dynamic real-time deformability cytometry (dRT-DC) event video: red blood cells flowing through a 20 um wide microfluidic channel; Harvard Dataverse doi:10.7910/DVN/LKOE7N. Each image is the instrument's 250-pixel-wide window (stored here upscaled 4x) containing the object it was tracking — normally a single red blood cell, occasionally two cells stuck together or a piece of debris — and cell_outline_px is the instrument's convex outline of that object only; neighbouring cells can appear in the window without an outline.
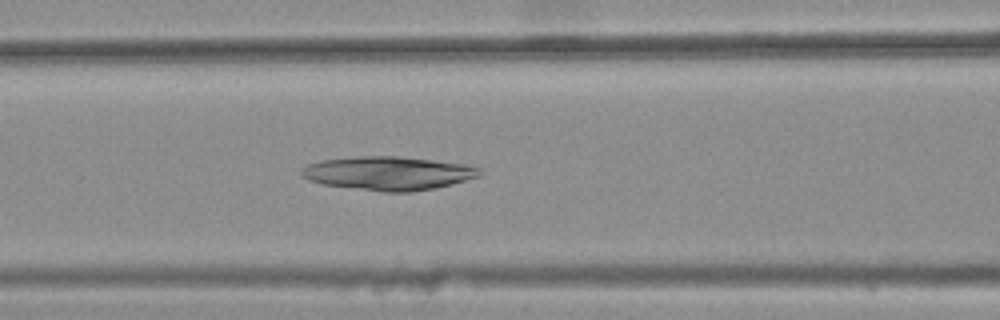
{"species": "common noctule bat (a hibernating species)", "species_latin": "Nyctalus noctula", "temperature_condition": "warm", "stored_images_in_passage": 45, "camera_frame_rate_fps": 3000, "um_per_image_px": 0.085, "animal": {"sex": "female", "body_mass_g": 25.1}, "frame": {"image": 1, "passage_image": 22, "time_ms": 7.0, "image_size_px": [1000, 320], "cell_outline_px": [[480, 176], [432, 188], [408, 192], [384, 192], [324, 184], [308, 180], [300, 176], [300, 168], [308, 164], [320, 160], [360, 156], [396, 156], [432, 160], [464, 164], [480, 168]], "centroid_in_image_um": [32.92, 14.72], "position_along_channel_um": 133.7, "area_um2": 34.56}}
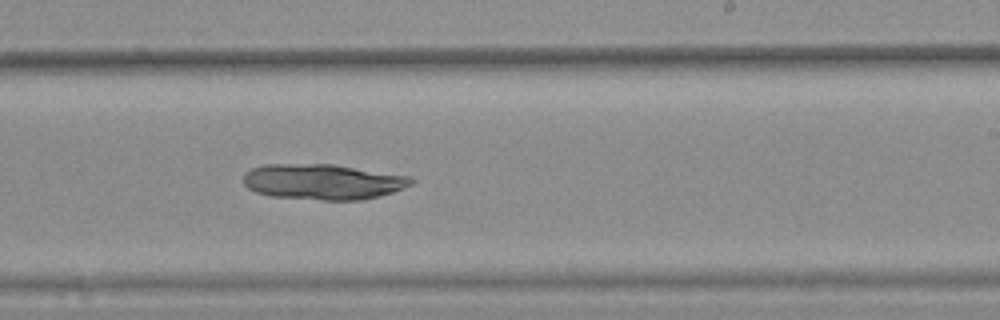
{"frame": {"image": 2, "passage_image": 32, "time_ms": 10.333, "image_size_px": [1000, 320], "cell_outline_px": [[416, 180], [412, 184], [404, 188], [392, 192], [360, 200], [324, 200], [272, 196], [256, 192], [248, 188], [244, 184], [244, 172], [252, 168], [264, 164], [332, 164], [408, 176]], "centroid_in_image_um": [27.42, 15.44], "position_along_channel_um": 261.6, "area_um2": 34.56}}
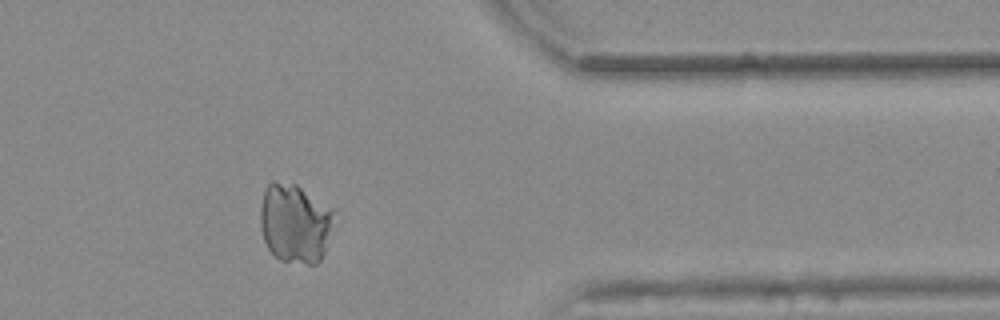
{"frame": {"image": 3, "passage_image": 43, "time_ms": 14.0, "image_size_px": [1000, 320], "cell_outline_px": [[336, 212], [324, 252], [320, 260], [316, 264], [308, 264], [280, 260], [268, 248], [264, 240], [260, 228], [260, 208], [264, 188], [272, 180], [296, 184], [332, 208]], "centroid_in_image_um": [25.05, 18.95], "position_along_channel_um": 386.3, "area_um2": 34.22}}